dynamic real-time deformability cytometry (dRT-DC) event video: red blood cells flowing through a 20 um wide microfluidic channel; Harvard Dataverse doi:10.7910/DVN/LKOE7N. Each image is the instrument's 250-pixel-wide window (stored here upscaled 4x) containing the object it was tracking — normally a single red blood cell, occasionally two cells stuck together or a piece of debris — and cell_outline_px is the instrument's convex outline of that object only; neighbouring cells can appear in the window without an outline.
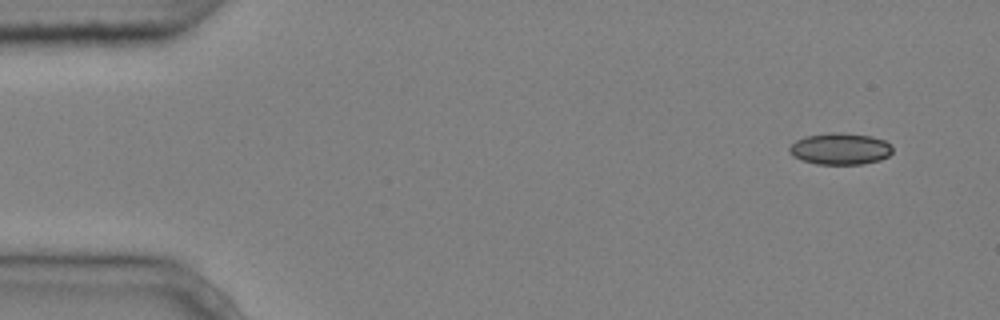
{"species": "common noctule bat (a hibernating species)", "species_latin": "Nyctalus noctula", "temperature_condition": "cold", "stored_images_in_passage": 2, "camera_frame_rate_fps": 3000, "um_per_image_px": 0.085, "animal": {"sex": "male", "body_mass_g": 20.4}, "frame": {"image": 1, "passage_image": 2, "time_ms": 0.333, "image_size_px": [1000, 320], "cell_outline_px": [[892, 152], [888, 156], [880, 160], [864, 164], [816, 164], [792, 156], [788, 148], [796, 140], [804, 136], [828, 132], [844, 132], [872, 136], [884, 140], [892, 144]], "centroid_in_image_um": [71.43, 12.63], "position_along_channel_um": 13.6, "area_um2": 19.25}}